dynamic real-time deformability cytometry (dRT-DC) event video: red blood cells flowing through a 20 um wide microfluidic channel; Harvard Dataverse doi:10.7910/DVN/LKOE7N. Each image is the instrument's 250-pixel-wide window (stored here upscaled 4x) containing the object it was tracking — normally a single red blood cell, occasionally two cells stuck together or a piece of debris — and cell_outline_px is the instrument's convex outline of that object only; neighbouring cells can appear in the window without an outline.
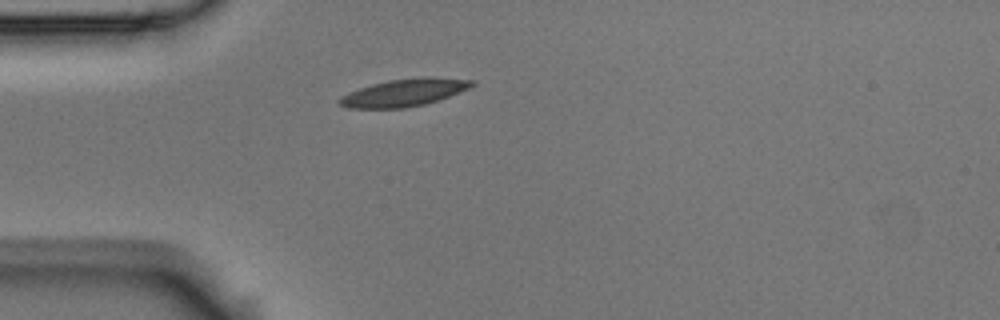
{"species": "Egyptian fruit bat (a non-hibernating species)", "species_latin": "Rousettus aegyptiacus", "temperature_condition": "room temperature", "stored_images_in_passage": 1, "camera_frame_rate_fps": 3000, "um_per_image_px": 0.085, "animal": {"sex": "male"}, "frame": {"image": 1, "passage_image": 1, "time_ms": 0.0, "image_size_px": [1000, 320], "cell_outline_px": [[476, 84], [468, 88], [448, 96], [424, 104], [404, 108], [348, 108], [340, 104], [336, 100], [348, 92], [372, 84], [388, 80], [420, 76], [432, 76], [476, 80]], "centroid_in_image_um": [34.36, 7.85], "position_along_channel_um": 50.6, "area_um2": 21.21}}